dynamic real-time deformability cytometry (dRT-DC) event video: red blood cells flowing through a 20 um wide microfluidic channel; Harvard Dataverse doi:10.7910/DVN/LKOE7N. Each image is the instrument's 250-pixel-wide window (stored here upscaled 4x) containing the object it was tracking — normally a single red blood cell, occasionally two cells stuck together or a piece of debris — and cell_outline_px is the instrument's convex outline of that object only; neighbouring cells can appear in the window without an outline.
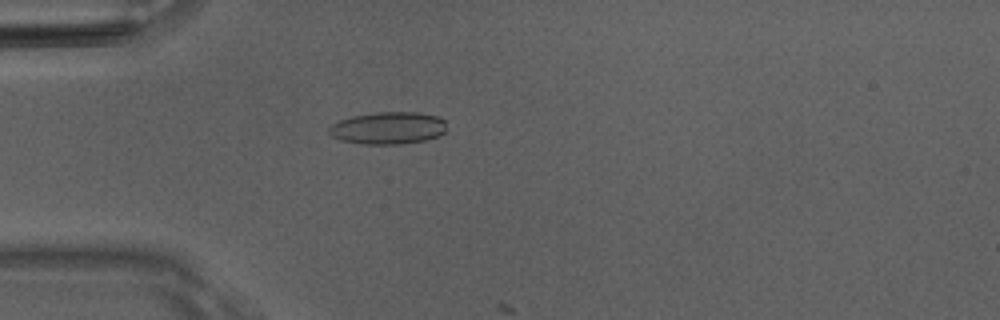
{"species": "Egyptian fruit bat (a non-hibernating species)", "species_latin": "Rousettus aegyptiacus", "temperature_condition": "room temperature", "stored_images_in_passage": 16, "camera_frame_rate_fps": 3000, "um_per_image_px": 0.085, "animal": {"sex": "male"}, "frame": {"image": 1, "passage_image": 15, "time_ms": 4.667, "image_size_px": [1000, 320], "cell_outline_px": [[444, 132], [436, 136], [424, 140], [400, 144], [364, 144], [340, 140], [332, 136], [328, 132], [328, 128], [332, 124], [340, 120], [352, 116], [376, 112], [420, 112], [436, 116], [444, 120]], "centroid_in_image_um": [32.94, 10.88], "position_along_channel_um": 52.1, "area_um2": 21.96}}